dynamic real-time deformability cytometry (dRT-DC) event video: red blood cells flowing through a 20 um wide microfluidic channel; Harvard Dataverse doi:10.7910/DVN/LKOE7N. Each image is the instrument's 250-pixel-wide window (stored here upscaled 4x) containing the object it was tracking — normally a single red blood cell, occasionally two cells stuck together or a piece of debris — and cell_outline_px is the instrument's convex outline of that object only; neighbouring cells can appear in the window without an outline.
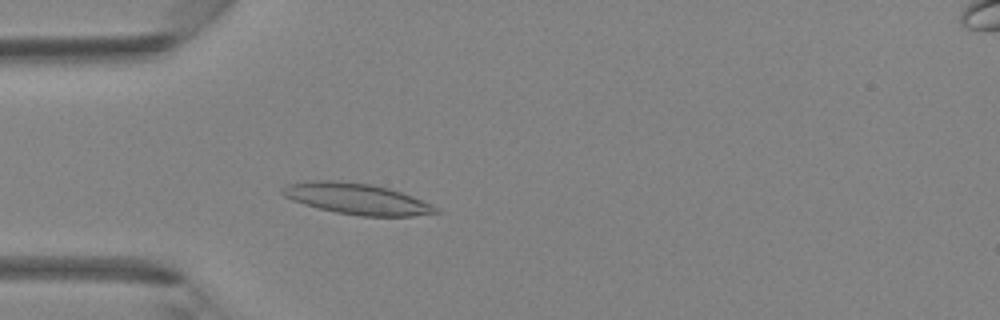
{"species": "Egyptian fruit bat (a non-hibernating species)", "species_latin": "Rousettus aegyptiacus", "temperature_condition": "room temperature", "stored_images_in_passage": 33, "camera_frame_rate_fps": 3000, "um_per_image_px": 0.085, "animal": {"sex": "female"}, "frame": {"image": 1, "passage_image": 3, "time_ms": 0.667, "image_size_px": [1000, 320], "cell_outline_px": [[440, 212], [412, 216], [360, 216], [336, 212], [304, 204], [292, 200], [284, 196], [280, 192], [280, 188], [288, 184], [304, 180], [336, 180], [372, 184], [388, 188], [412, 196], [436, 208]], "centroid_in_image_um": [30.24, 16.88], "position_along_channel_um": 54.8, "area_um2": 27.57}}
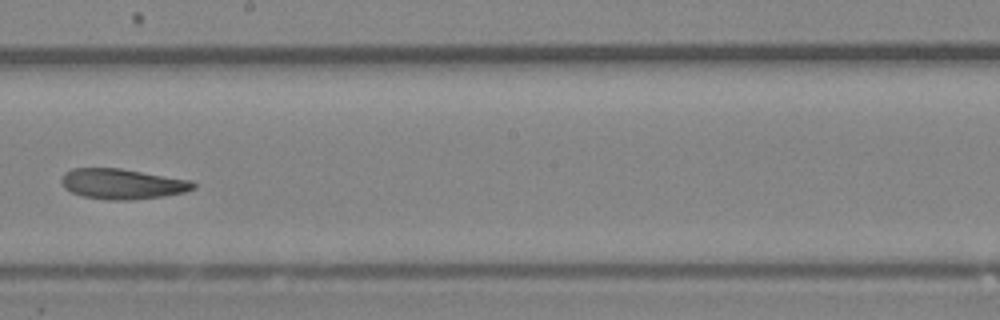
{"frame": {"image": 2, "passage_image": 15, "time_ms": 4.667, "image_size_px": [1000, 320], "cell_outline_px": [[196, 188], [184, 192], [164, 196], [128, 200], [108, 200], [84, 196], [72, 192], [64, 188], [60, 180], [64, 172], [72, 168], [120, 168], [192, 180], [196, 184]], "centroid_in_image_um": [10.4, 15.62], "position_along_channel_um": 237.8, "area_um2": 23.41}}
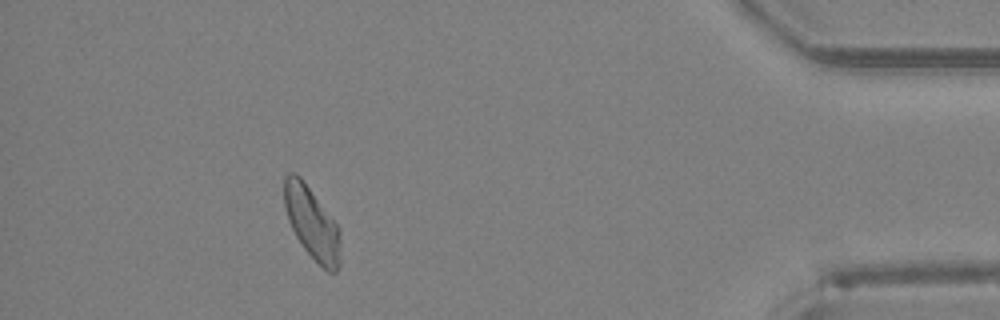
{"frame": {"image": 3, "passage_image": 29, "time_ms": 9.333, "image_size_px": [1000, 320], "cell_outline_px": [[340, 264], [336, 272], [328, 272], [304, 248], [296, 236], [288, 220], [284, 204], [284, 176], [288, 172], [296, 172], [300, 176], [340, 228]], "centroid_in_image_um": [26.51, 18.94], "position_along_channel_um": 408.7, "area_um2": 23.47}}